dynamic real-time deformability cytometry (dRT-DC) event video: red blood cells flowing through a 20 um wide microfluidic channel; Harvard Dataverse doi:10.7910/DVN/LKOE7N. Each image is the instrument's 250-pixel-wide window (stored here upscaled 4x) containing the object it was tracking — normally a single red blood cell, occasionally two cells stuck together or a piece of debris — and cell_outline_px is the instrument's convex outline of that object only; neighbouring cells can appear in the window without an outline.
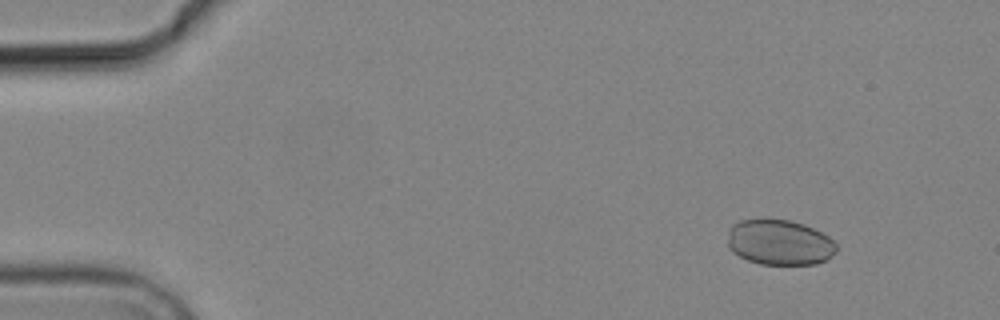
{"species": "common noctule bat (a hibernating species)", "species_latin": "Nyctalus noctula", "temperature_condition": "cold", "stored_images_in_passage": 5, "camera_frame_rate_fps": 3000, "um_per_image_px": 0.085, "animal": {"sex": "male", "body_mass_g": 19.2, "forearm_length_mm": 51.8}, "frame": {"image": 1, "passage_image": 2, "time_ms": 1.333, "image_size_px": [1000, 320], "cell_outline_px": [[836, 252], [832, 256], [816, 264], [760, 264], [748, 260], [732, 252], [728, 248], [728, 228], [732, 224], [740, 220], [788, 220], [804, 224], [828, 236], [836, 244]], "centroid_in_image_um": [66.23, 20.61], "position_along_channel_um": 18.8, "area_um2": 28.67}}